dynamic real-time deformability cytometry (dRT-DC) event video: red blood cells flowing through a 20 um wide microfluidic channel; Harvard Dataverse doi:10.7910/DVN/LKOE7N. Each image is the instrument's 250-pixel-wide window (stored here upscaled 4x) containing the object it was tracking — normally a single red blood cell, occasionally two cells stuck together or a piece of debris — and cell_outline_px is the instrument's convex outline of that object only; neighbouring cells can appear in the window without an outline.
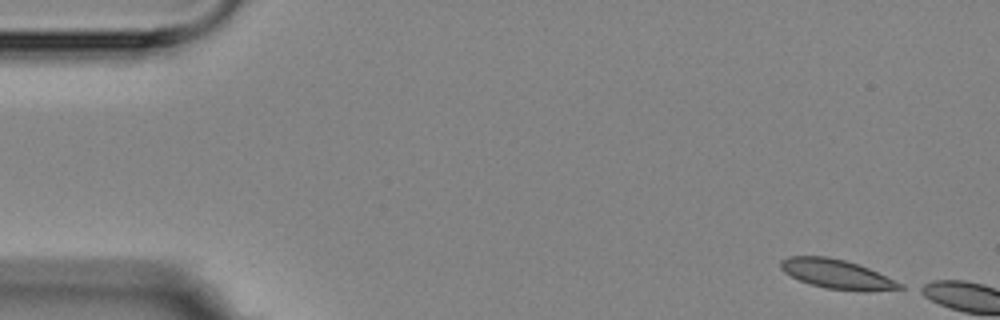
{"species": "Egyptian fruit bat (a non-hibernating species)", "species_latin": "Rousettus aegyptiacus", "temperature_condition": "room temperature", "stored_images_in_passage": 2, "camera_frame_rate_fps": 3000, "um_per_image_px": 0.085, "animal": {"sex": "female"}, "frame": {"image": 1, "passage_image": 1, "time_ms": 0.0, "image_size_px": [1000, 320], "cell_outline_px": [[904, 288], [868, 292], [864, 292], [824, 288], [800, 280], [784, 272], [780, 268], [780, 260], [788, 256], [828, 256], [860, 264], [904, 284]], "centroid_in_image_um": [71.16, 23.3], "position_along_channel_um": 13.8, "area_um2": 20.52}}